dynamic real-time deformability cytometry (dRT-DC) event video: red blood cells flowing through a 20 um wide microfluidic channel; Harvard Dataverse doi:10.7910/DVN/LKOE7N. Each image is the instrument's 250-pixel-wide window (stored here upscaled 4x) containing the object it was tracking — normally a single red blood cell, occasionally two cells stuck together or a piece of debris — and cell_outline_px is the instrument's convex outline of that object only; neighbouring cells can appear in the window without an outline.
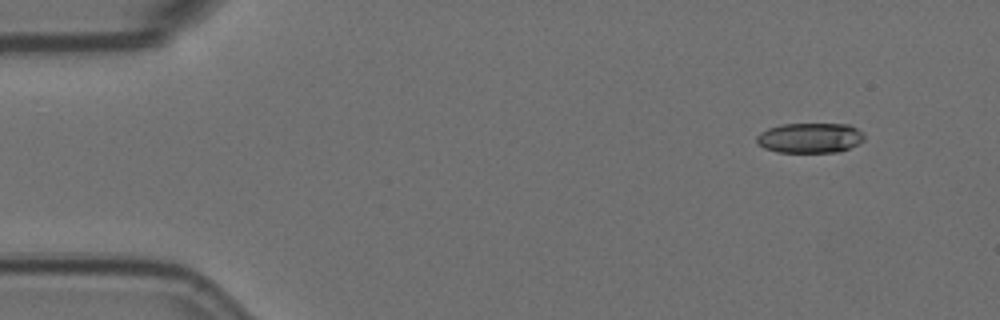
{"species": "Egyptian fruit bat (a non-hibernating species)", "species_latin": "Rousettus aegyptiacus", "temperature_condition": "room temperature", "stored_images_in_passage": 4, "camera_frame_rate_fps": 3000, "um_per_image_px": 0.085, "animal": {"sex": "female"}, "frame": {"image": 1, "passage_image": 1, "time_ms": 0.0, "image_size_px": [1000, 320], "cell_outline_px": [[864, 140], [860, 144], [840, 152], [776, 152], [764, 148], [756, 144], [756, 136], [760, 132], [768, 128], [780, 124], [848, 124], [856, 128], [864, 136]], "centroid_in_image_um": [68.82, 11.73], "position_along_channel_um": 16.2, "area_um2": 19.07}}
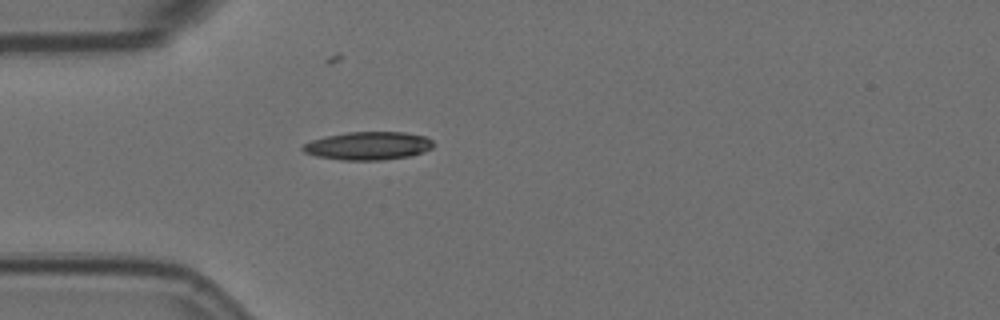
{"frame": {"image": 2, "passage_image": 4, "time_ms": 1.0, "image_size_px": [1000, 320], "cell_outline_px": [[432, 148], [424, 152], [412, 156], [380, 160], [340, 160], [316, 156], [304, 152], [300, 148], [304, 144], [312, 140], [324, 136], [348, 132], [404, 132], [424, 136], [432, 140]], "centroid_in_image_um": [31.28, 12.39], "position_along_channel_um": 53.7, "area_um2": 21.5}}